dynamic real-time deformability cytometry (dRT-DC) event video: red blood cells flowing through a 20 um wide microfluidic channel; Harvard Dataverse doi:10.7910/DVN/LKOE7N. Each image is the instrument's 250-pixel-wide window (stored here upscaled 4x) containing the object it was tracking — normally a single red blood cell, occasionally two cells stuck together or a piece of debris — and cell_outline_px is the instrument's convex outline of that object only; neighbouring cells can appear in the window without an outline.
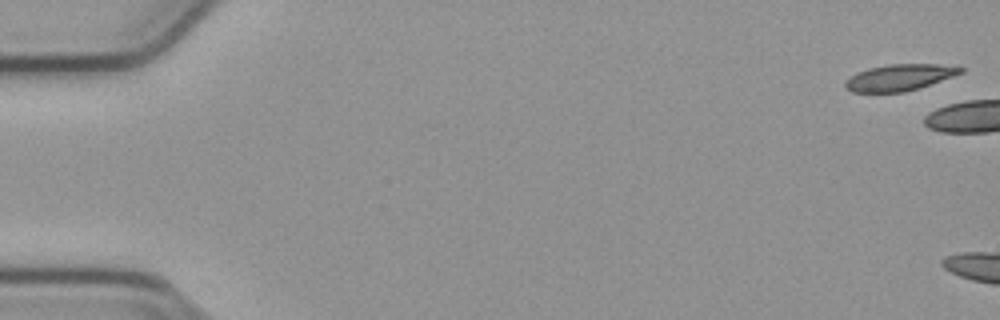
{"species": "common noctule bat (a hibernating species)", "species_latin": "Nyctalus noctula", "temperature_condition": "cold", "stored_images_in_passage": 7, "camera_frame_rate_fps": 3000, "um_per_image_px": 0.085, "animal": {"sex": "male", "body_mass_g": 23.1, "forearm_length_mm": 52.7}, "frame": {"image": 1, "passage_image": 1, "time_ms": 0.0, "image_size_px": [1000, 320], "cell_outline_px": [[964, 72], [920, 88], [904, 92], [852, 92], [844, 88], [844, 84], [852, 76], [868, 68], [892, 64], [936, 64], [964, 68]], "centroid_in_image_um": [76.47, 6.59], "position_along_channel_um": 8.5, "area_um2": 17.51}}